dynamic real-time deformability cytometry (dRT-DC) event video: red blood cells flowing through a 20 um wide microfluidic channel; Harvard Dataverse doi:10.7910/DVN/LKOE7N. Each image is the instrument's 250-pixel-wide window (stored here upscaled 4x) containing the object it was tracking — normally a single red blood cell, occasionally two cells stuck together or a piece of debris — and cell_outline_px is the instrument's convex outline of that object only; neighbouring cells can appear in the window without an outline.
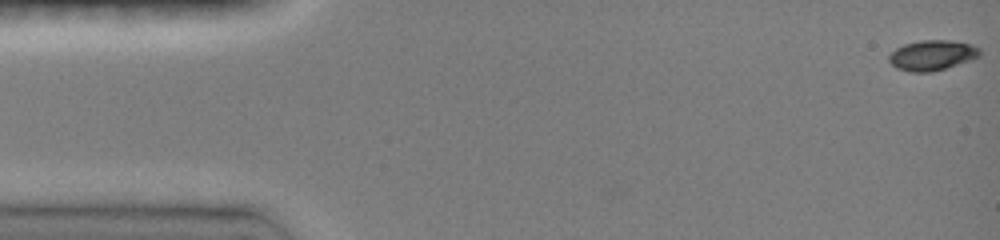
{"species": "common noctule bat (a hibernating species)", "species_latin": "Nyctalus noctula", "temperature_condition": "room temperature", "stored_images_in_passage": 11, "camera_frame_rate_fps": 3000, "um_per_image_px": 0.085, "animal": {"sex": "female", "body_mass_g": 19.0, "forearm_length_mm": 51.5}, "frame": {"image": 1, "passage_image": 1, "time_ms": 0.0, "image_size_px": [1000, 240], "cell_outline_px": [[980, 56], [932, 72], [912, 72], [896, 68], [888, 60], [888, 56], [896, 48], [904, 44], [920, 40], [948, 40], [968, 44], [980, 48]], "centroid_in_image_um": [79.18, 4.69], "position_along_channel_um": 5.8, "area_um2": 15.72}}
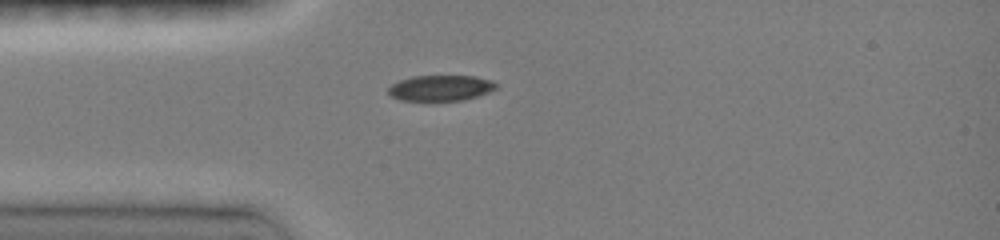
{"frame": {"image": 2, "passage_image": 10, "time_ms": 4.0, "image_size_px": [1000, 240], "cell_outline_px": [[496, 88], [488, 92], [464, 100], [400, 100], [392, 96], [388, 92], [388, 88], [392, 84], [400, 80], [412, 76], [476, 76], [492, 80], [496, 84]], "centroid_in_image_um": [37.45, 7.47], "position_along_channel_um": 47.5, "area_um2": 15.95}}